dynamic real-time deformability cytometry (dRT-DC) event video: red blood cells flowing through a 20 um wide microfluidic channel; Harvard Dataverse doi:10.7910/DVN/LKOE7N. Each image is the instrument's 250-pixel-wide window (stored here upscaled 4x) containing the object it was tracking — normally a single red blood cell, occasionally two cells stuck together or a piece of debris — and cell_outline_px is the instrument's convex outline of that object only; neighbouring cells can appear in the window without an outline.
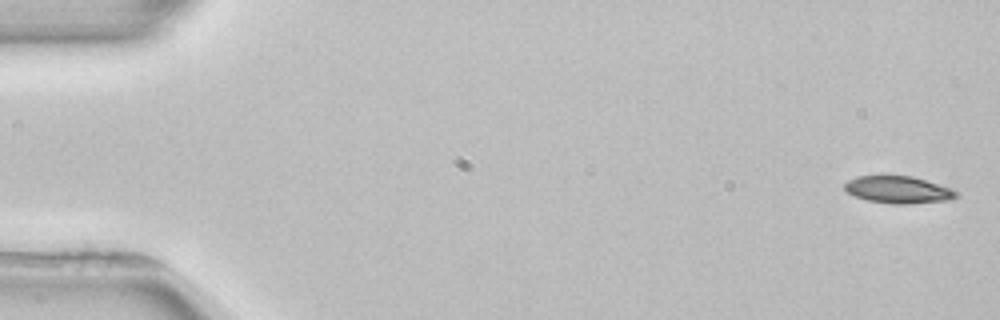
{"species": "common noctule bat (a hibernating species)", "species_latin": "Nyctalus noctula", "temperature_condition": "room temperature", "stored_images_in_passage": 5, "camera_frame_rate_fps": 3000, "um_per_image_px": 0.085, "animal": {"sex": "female", "body_mass_g": 22.7, "forearm_length_mm": 54.2}, "frame": {"image": 1, "passage_image": 1, "time_ms": 0.0, "image_size_px": [1000, 320], "cell_outline_px": [[960, 196], [952, 200], [908, 204], [892, 204], [868, 200], [856, 196], [848, 192], [844, 188], [844, 184], [848, 180], [856, 176], [912, 176], [952, 188], [960, 192]], "centroid_in_image_um": [76.43, 16.13], "position_along_channel_um": 8.6, "area_um2": 17.8}}
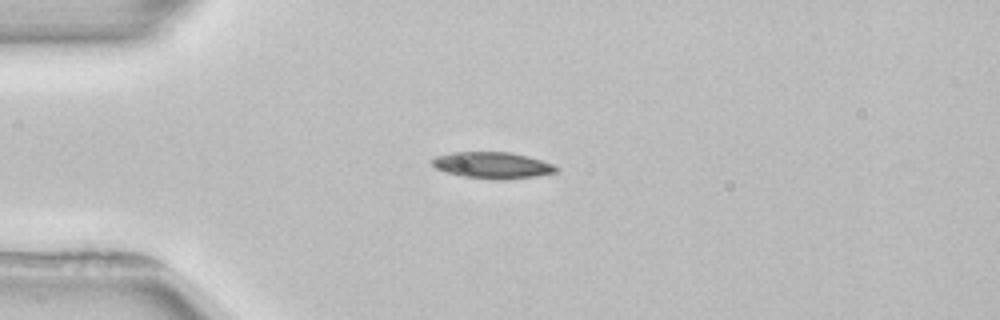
{"frame": {"image": 2, "passage_image": 4, "time_ms": 4.0, "image_size_px": [1000, 320], "cell_outline_px": [[560, 168], [556, 172], [536, 176], [500, 180], [464, 176], [444, 172], [436, 168], [428, 160], [436, 156], [452, 152], [508, 152], [528, 156], [552, 164]], "centroid_in_image_um": [41.82, 14.04], "position_along_channel_um": 43.2, "area_um2": 19.07}}